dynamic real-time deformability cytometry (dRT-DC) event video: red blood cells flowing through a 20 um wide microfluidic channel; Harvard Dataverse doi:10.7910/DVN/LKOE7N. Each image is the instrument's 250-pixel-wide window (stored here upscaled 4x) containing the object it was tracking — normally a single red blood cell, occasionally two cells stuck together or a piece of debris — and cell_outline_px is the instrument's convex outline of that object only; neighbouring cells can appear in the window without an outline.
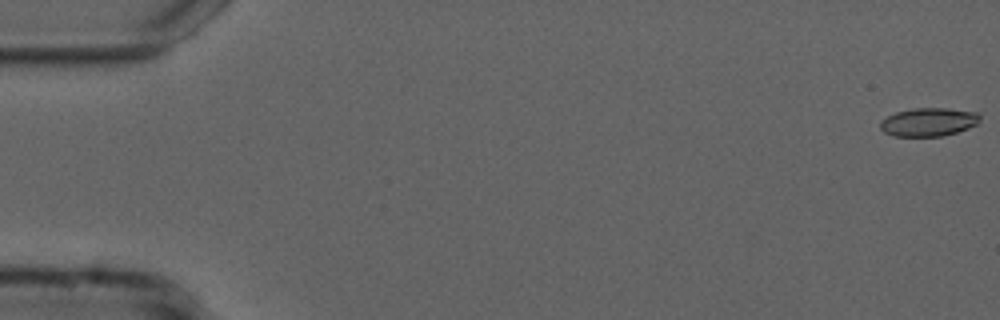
{"species": "common noctule bat (a hibernating species)", "species_latin": "Nyctalus noctula", "temperature_condition": "cold", "stored_images_in_passage": 32, "camera_frame_rate_fps": 3000, "um_per_image_px": 0.085, "animal": {"sex": "male", "forearm_length_mm": 52.5}, "frame": {"image": 1, "passage_image": 1, "time_ms": 0.0, "image_size_px": [1000, 320], "cell_outline_px": [[980, 120], [976, 124], [968, 128], [956, 132], [940, 136], [896, 136], [884, 132], [880, 128], [880, 120], [896, 112], [912, 108], [948, 108], [976, 112], [980, 116]], "centroid_in_image_um": [78.91, 10.36], "position_along_channel_um": 6.1, "area_um2": 16.42}}
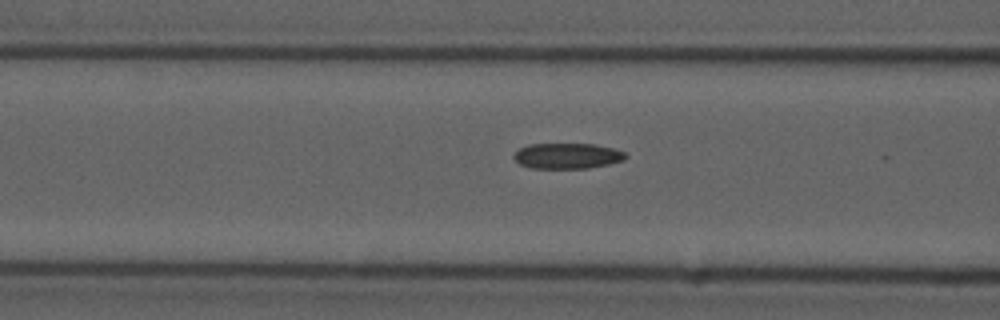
{"frame": {"image": 2, "passage_image": 22, "time_ms": 7.0, "image_size_px": [1000, 320], "cell_outline_px": [[628, 156], [624, 160], [608, 164], [588, 168], [528, 168], [520, 164], [512, 156], [520, 148], [528, 144], [596, 144], [612, 148], [624, 152]], "centroid_in_image_um": [48.21, 13.25], "position_along_channel_um": 118.4, "area_um2": 16.65}}
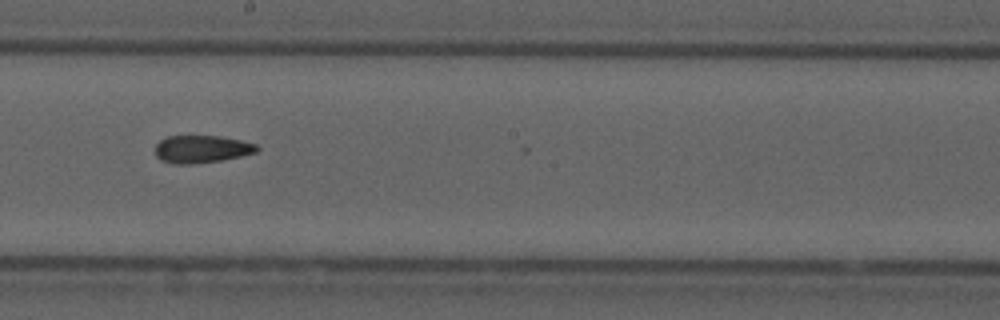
{"frame": {"image": 3, "passage_image": 31, "time_ms": 10.0, "image_size_px": [1000, 320], "cell_outline_px": [[260, 148], [256, 152], [240, 156], [220, 160], [192, 164], [172, 164], [160, 160], [156, 156], [156, 144], [160, 140], [168, 136], [220, 136], [240, 140], [256, 144]], "centroid_in_image_um": [17.12, 12.67], "position_along_channel_um": 231.1, "area_um2": 16.3}}